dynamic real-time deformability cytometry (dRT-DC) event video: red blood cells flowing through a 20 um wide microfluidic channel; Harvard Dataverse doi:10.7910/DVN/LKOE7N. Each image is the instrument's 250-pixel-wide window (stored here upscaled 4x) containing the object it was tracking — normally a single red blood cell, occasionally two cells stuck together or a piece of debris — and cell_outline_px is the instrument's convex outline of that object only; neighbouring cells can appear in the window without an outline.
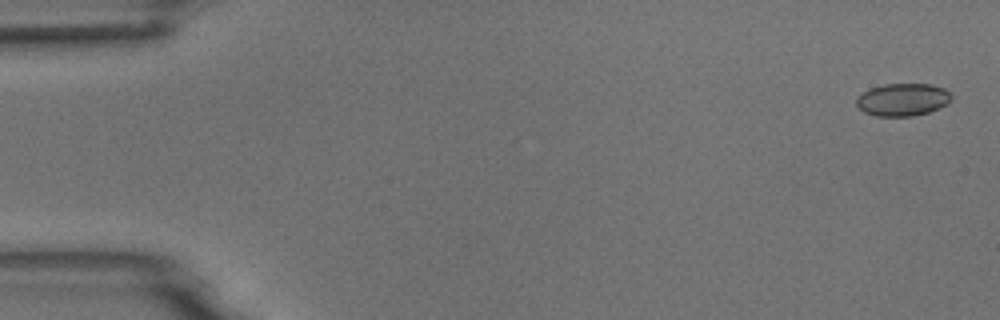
{"species": "common noctule bat (a hibernating species)", "species_latin": "Nyctalus noctula", "temperature_condition": "room temperature", "stored_images_in_passage": 6, "segment_of_instrument_passage": [1, 2], "camera_frame_rate_fps": 3000, "um_per_image_px": 0.085, "animal": {"sex": "male", "body_mass_g": 18.8}, "frame": {"image": 1, "passage_image": 1, "time_ms": 0.0, "image_size_px": [1000, 320], "cell_outline_px": [[952, 100], [948, 104], [928, 112], [912, 116], [876, 116], [864, 112], [856, 104], [856, 100], [864, 92], [872, 88], [884, 84], [932, 84], [944, 88], [952, 96]], "centroid_in_image_um": [76.76, 8.47], "position_along_channel_um": 8.2, "area_um2": 17.92}}
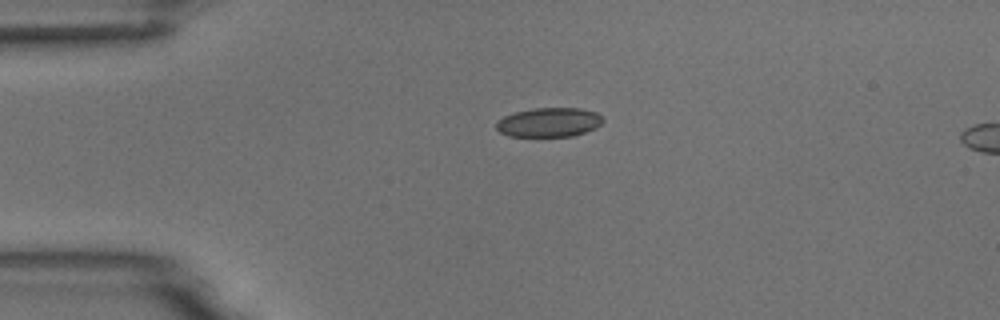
{"frame": {"image": 2, "passage_image": 4, "time_ms": 3.667, "image_size_px": [1000, 320], "cell_outline_px": [[604, 120], [596, 128], [572, 136], [508, 136], [500, 132], [496, 128], [496, 120], [504, 116], [516, 112], [532, 108], [580, 108], [596, 112]], "centroid_in_image_um": [46.64, 10.39], "position_along_channel_um": 38.4, "area_um2": 18.15}}